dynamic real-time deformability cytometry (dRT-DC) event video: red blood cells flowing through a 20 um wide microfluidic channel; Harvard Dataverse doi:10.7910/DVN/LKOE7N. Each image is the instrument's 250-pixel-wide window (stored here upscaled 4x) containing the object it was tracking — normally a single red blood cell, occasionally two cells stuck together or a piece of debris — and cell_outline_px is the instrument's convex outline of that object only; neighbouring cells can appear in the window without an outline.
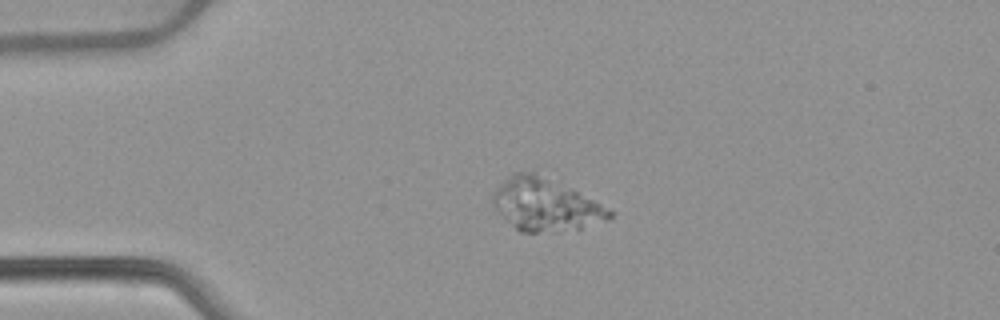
{"species": "common noctule bat (a hibernating species)", "species_latin": "Nyctalus noctula", "temperature_condition": "warm", "stored_images_in_passage": 3, "camera_frame_rate_fps": 3000, "um_per_image_px": 0.085, "animal": {"sex": "female", "body_mass_g": 22.7, "forearm_length_mm": 54.2}, "frame": {"image": 1, "passage_image": 2, "time_ms": 1.333, "image_size_px": [1000, 320], "cell_outline_px": [[616, 212], [608, 220], [580, 228], [552, 232], [520, 232], [492, 208], [492, 192], [512, 172], [536, 172], [572, 188]], "centroid_in_image_um": [46.34, 17.39], "position_along_channel_um": 38.7, "area_um2": 35.95}}